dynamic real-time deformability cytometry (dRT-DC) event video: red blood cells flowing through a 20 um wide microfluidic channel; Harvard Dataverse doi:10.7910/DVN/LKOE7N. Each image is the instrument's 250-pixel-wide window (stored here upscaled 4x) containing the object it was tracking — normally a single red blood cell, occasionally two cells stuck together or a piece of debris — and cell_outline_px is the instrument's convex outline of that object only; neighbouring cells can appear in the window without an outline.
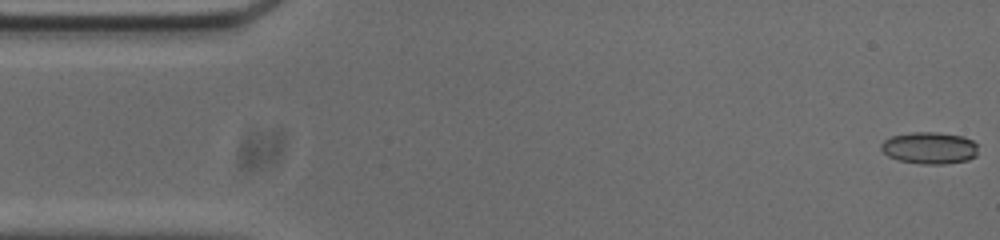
{"species": "common noctule bat (a hibernating species)", "species_latin": "Nyctalus noctula", "temperature_condition": "cold", "stored_images_in_passage": 53, "camera_frame_rate_fps": 3000, "um_per_image_px": 0.085, "animal": {"sex": "male", "body_mass_g": 20.0, "forearm_length_mm": 53.3}, "frame": {"image": 1, "passage_image": 1, "time_ms": 0.0, "image_size_px": [1000, 240], "cell_outline_px": [[976, 156], [968, 160], [944, 164], [924, 164], [900, 160], [888, 156], [880, 148], [880, 144], [884, 140], [892, 136], [912, 132], [936, 132], [964, 136], [972, 140], [976, 144]], "centroid_in_image_um": [79.01, 12.57], "position_along_channel_um": 6.0, "area_um2": 17.98}}
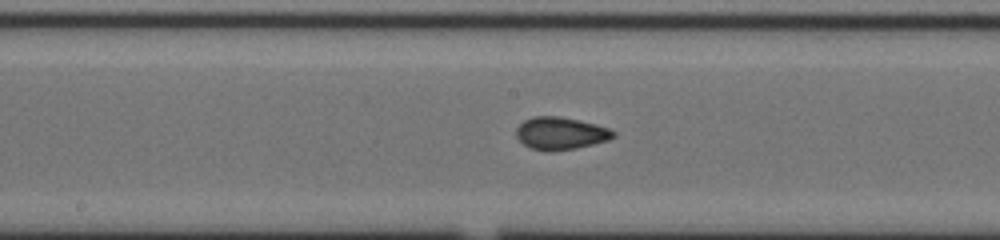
{"frame": {"image": 2, "passage_image": 26, "time_ms": 8.333, "image_size_px": [1000, 240], "cell_outline_px": [[616, 136], [608, 140], [576, 148], [532, 148], [524, 144], [516, 136], [516, 128], [524, 120], [532, 116], [560, 116], [596, 124], [608, 128], [616, 132]], "centroid_in_image_um": [47.67, 11.28], "position_along_channel_um": 200.5, "area_um2": 17.74}}
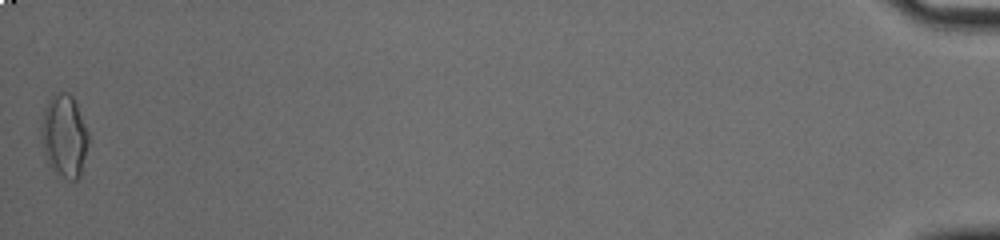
{"frame": {"image": 3, "passage_image": 53, "time_ms": 17.333, "image_size_px": [1000, 240], "cell_outline_px": [[88, 144], [80, 176], [76, 180], [72, 180], [64, 176], [52, 168], [44, 152], [40, 132], [44, 108], [48, 100], [52, 96], [60, 92], [68, 92], [72, 96], [76, 104], [88, 132]], "centroid_in_image_um": [5.46, 11.52], "position_along_channel_um": 429.7, "area_um2": 22.25}, "authors_computed_cell_mechanics": {"area_um2": 17.7446, "velocity_mm_per_s": 3.7715, "shape_relaxation_time_tau1_ms": null, "shape_relaxation_time_tau2_ms": 1.8032, "deformation_change_tau1": null, "deformation_change_tau2": 0.0577}}